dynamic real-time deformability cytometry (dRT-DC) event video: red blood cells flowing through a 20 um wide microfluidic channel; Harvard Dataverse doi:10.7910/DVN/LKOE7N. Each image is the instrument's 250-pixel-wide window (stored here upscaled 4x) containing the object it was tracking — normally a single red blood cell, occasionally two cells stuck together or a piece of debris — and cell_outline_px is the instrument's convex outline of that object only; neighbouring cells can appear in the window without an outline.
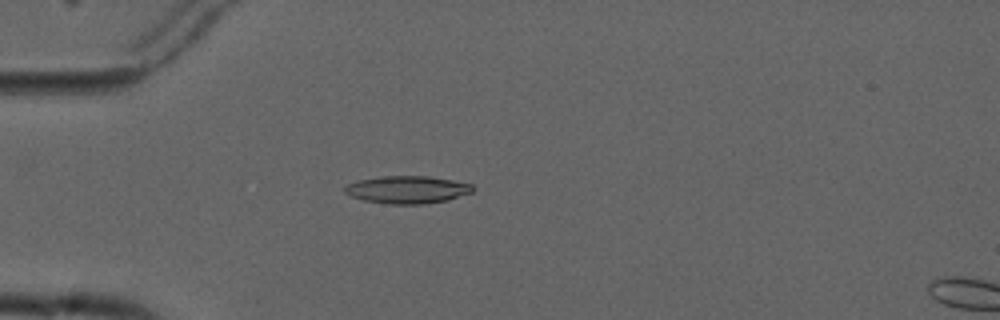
{"species": "common noctule bat (a hibernating species)", "species_latin": "Nyctalus noctula", "temperature_condition": "cold", "stored_images_in_passage": 5, "camera_frame_rate_fps": 3000, "um_per_image_px": 0.085, "animal": {"sex": "male", "forearm_length_mm": 52.5}, "frame": {"image": 1, "passage_image": 4, "time_ms": 3.667, "image_size_px": [1000, 320], "cell_outline_px": [[476, 188], [472, 192], [448, 200], [424, 204], [392, 204], [364, 200], [352, 196], [344, 192], [344, 188], [348, 184], [360, 180], [384, 176], [428, 176], [452, 180], [472, 184]], "centroid_in_image_um": [34.67, 16.12], "position_along_channel_um": 50.3, "area_um2": 20.4}}